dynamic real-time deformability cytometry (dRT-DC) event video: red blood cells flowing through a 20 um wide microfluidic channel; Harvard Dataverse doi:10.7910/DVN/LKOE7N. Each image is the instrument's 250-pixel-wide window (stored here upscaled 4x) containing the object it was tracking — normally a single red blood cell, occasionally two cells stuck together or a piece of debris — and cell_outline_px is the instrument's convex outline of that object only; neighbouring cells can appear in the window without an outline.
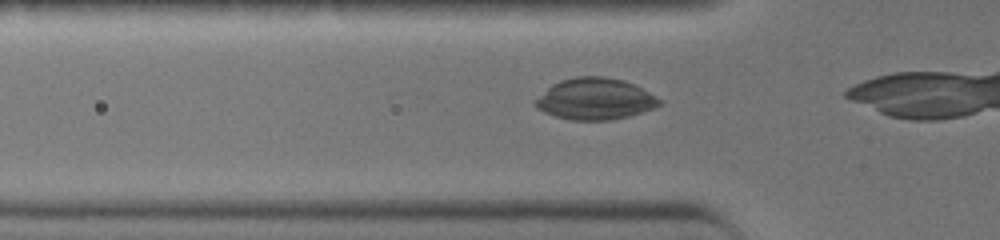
{"species": "common noctule bat (a hibernating species)", "species_latin": "Nyctalus noctula", "temperature_condition": "warm", "stored_images_in_passage": 11, "camera_frame_rate_fps": 3000, "um_per_image_px": 0.085, "animal": {"sex": "female", "body_mass_g": 19.0, "forearm_length_mm": 51.5}, "frame": {"image": 1, "passage_image": 7, "time_ms": 2.0, "image_size_px": [1000, 240], "cell_outline_px": [[664, 100], [660, 104], [652, 108], [628, 116], [612, 120], [572, 120], [556, 116], [544, 112], [536, 108], [532, 100], [552, 84], [560, 80], [576, 76], [604, 76], [624, 80]], "centroid_in_image_um": [50.53, 8.4], "position_along_channel_um": 75.3, "area_um2": 30.0}}
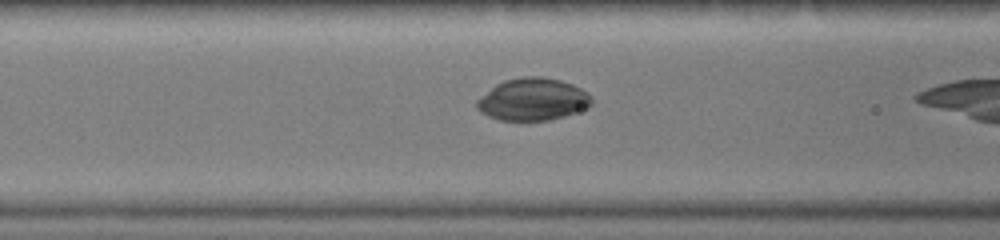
{"frame": {"image": 2, "passage_image": 10, "time_ms": 3.0, "image_size_px": [1000, 240], "cell_outline_px": [[592, 104], [588, 108], [564, 116], [548, 120], [500, 120], [488, 116], [480, 112], [476, 108], [476, 100], [480, 96], [496, 84], [504, 80], [524, 76], [544, 76], [560, 80], [572, 84], [588, 92], [592, 100]], "centroid_in_image_um": [45.28, 8.44], "position_along_channel_um": 121.3, "area_um2": 28.44}}